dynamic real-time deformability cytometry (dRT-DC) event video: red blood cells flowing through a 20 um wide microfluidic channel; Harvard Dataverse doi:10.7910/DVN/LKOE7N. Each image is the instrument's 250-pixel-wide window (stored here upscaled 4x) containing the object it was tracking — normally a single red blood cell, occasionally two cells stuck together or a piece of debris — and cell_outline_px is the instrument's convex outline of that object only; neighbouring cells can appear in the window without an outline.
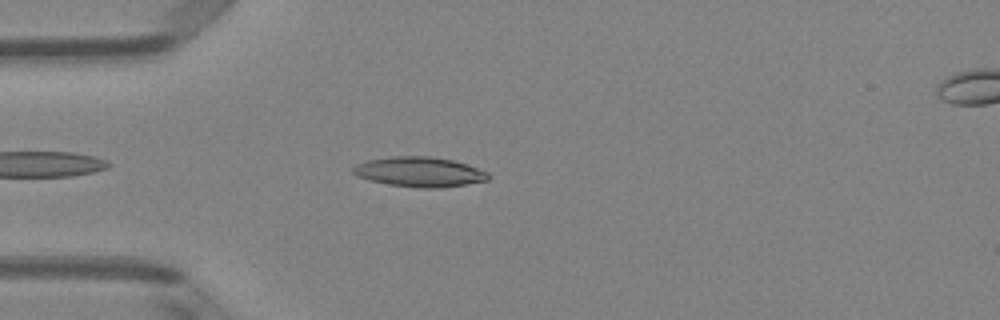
{"species": "Egyptian fruit bat (a non-hibernating species)", "species_latin": "Rousettus aegyptiacus", "temperature_condition": "room temperature", "stored_images_in_passage": 38, "camera_frame_rate_fps": 3000, "um_per_image_px": 0.085, "animal": {"sex": "female"}, "frame": {"image": 1, "passage_image": 4, "time_ms": 1.0, "image_size_px": [1000, 320], "cell_outline_px": [[488, 180], [440, 188], [420, 188], [388, 184], [356, 176], [352, 172], [352, 168], [356, 164], [368, 160], [392, 156], [428, 156], [452, 160], [488, 172]], "centroid_in_image_um": [35.61, 14.61], "position_along_channel_um": 49.4, "area_um2": 23.24}}
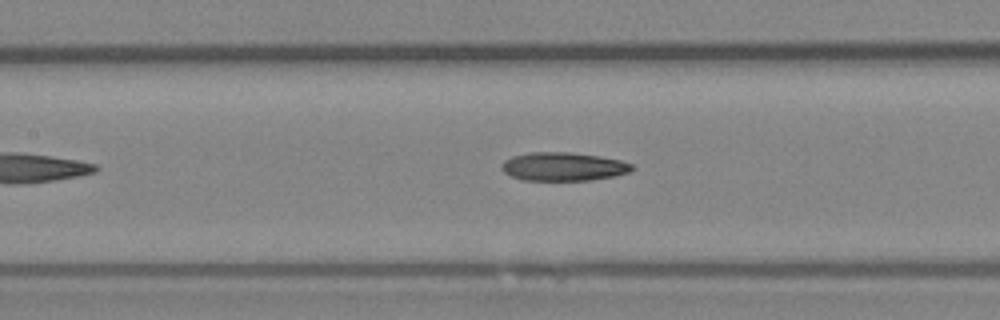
{"frame": {"image": 2, "passage_image": 13, "time_ms": 4.0, "image_size_px": [1000, 320], "cell_outline_px": [[632, 168], [628, 172], [612, 176], [592, 180], [524, 180], [512, 176], [504, 172], [500, 168], [500, 164], [504, 160], [512, 156], [528, 152], [568, 152], [600, 156], [620, 160], [632, 164]], "centroid_in_image_um": [47.82, 14.15], "position_along_channel_um": 159.6, "area_um2": 21.56}}
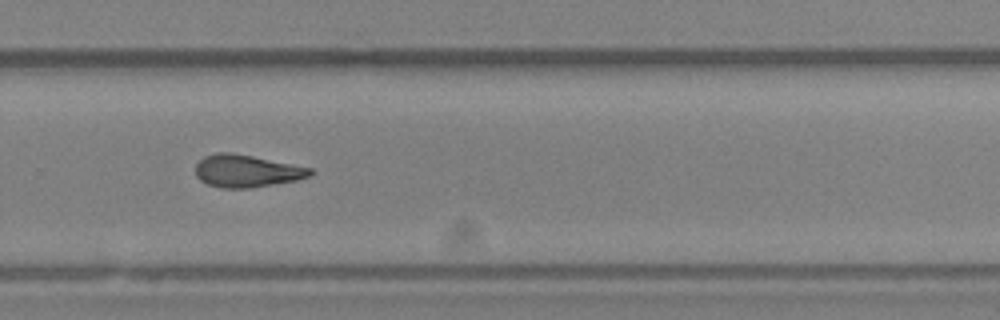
{"frame": {"image": 3, "passage_image": 24, "time_ms": 7.667, "image_size_px": [1000, 320], "cell_outline_px": [[312, 176], [296, 180], [252, 188], [220, 188], [208, 184], [200, 180], [196, 176], [196, 164], [204, 156], [216, 152], [232, 152], [312, 168]], "centroid_in_image_um": [20.95, 14.53], "position_along_channel_um": 308.9, "area_um2": 21.68}, "authors_computed_cell_mechanics": {"area_um2": 21.7328, "velocity_mm_per_s": 4.0868, "shape_relaxation_time_tau1_ms": 6.0622, "shape_relaxation_time_tau2_ms": 5.726, "deformation_change_tau1": 0.203, "deformation_change_tau2": 0.1702}}